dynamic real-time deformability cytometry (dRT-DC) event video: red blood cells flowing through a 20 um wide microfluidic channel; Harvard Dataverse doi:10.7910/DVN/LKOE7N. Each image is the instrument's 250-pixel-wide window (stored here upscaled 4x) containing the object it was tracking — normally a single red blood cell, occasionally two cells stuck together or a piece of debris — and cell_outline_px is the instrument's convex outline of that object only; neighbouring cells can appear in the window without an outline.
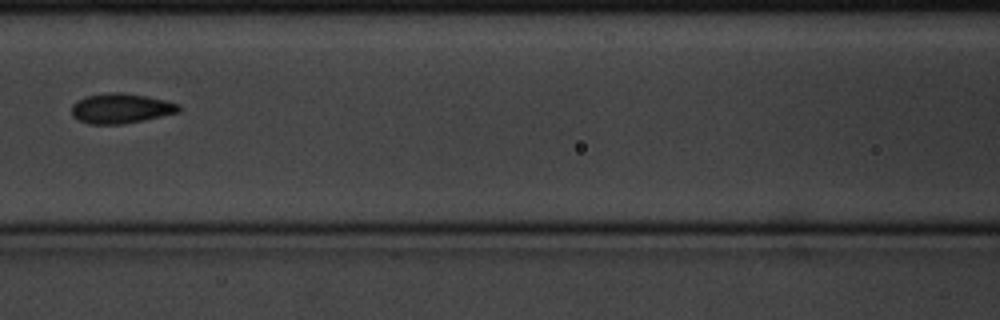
{"species": "common noctule bat (a hibernating species)", "species_latin": "Nyctalus noctula", "temperature_condition": "cold", "stored_images_in_passage": 15, "camera_frame_rate_fps": 3000, "um_per_image_px": 0.085, "animal": {"sex": "male", "body_mass_g": 20.1, "forearm_length_mm": 53.5}, "frame": {"image": 1, "passage_image": 7, "time_ms": 2.0, "image_size_px": [1000, 320], "cell_outline_px": [[180, 112], [144, 120], [120, 124], [88, 124], [72, 116], [72, 104], [76, 100], [84, 96], [112, 92], [120, 92], [148, 96], [180, 104]], "centroid_in_image_um": [10.27, 9.21], "position_along_channel_um": 156.3, "area_um2": 18.79}}
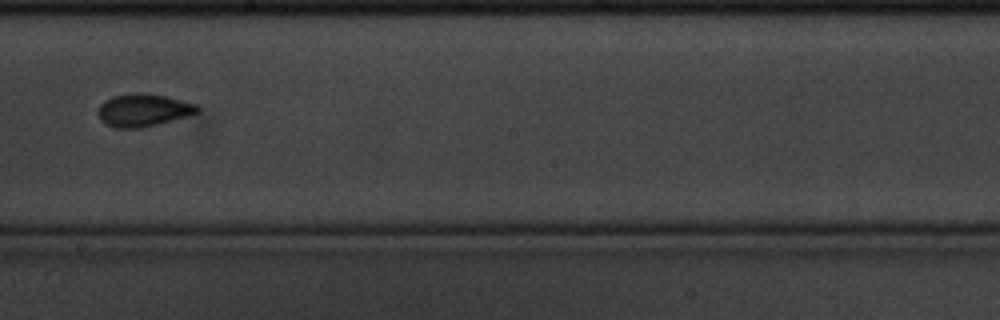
{"frame": {"image": 2, "passage_image": 9, "time_ms": 2.667, "image_size_px": [1000, 320], "cell_outline_px": [[200, 112], [188, 116], [140, 128], [116, 128], [100, 120], [100, 104], [104, 100], [112, 96], [136, 92], [164, 96], [200, 104]], "centroid_in_image_um": [12.23, 9.35], "position_along_channel_um": 236.0, "area_um2": 18.79}}
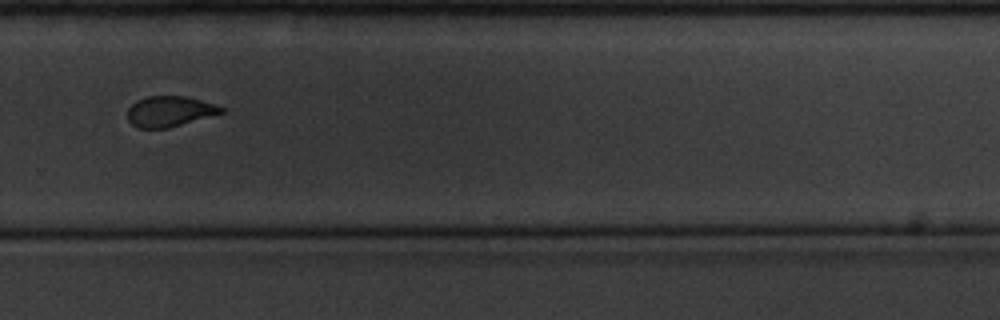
{"frame": {"image": 3, "passage_image": 11, "time_ms": 3.333, "image_size_px": [1000, 320], "cell_outline_px": [[224, 112], [168, 128], [140, 128], [132, 124], [128, 120], [128, 108], [136, 100], [148, 96], [188, 96], [224, 108]], "centroid_in_image_um": [14.38, 9.46], "position_along_channel_um": 315.4, "area_um2": 16.47}}